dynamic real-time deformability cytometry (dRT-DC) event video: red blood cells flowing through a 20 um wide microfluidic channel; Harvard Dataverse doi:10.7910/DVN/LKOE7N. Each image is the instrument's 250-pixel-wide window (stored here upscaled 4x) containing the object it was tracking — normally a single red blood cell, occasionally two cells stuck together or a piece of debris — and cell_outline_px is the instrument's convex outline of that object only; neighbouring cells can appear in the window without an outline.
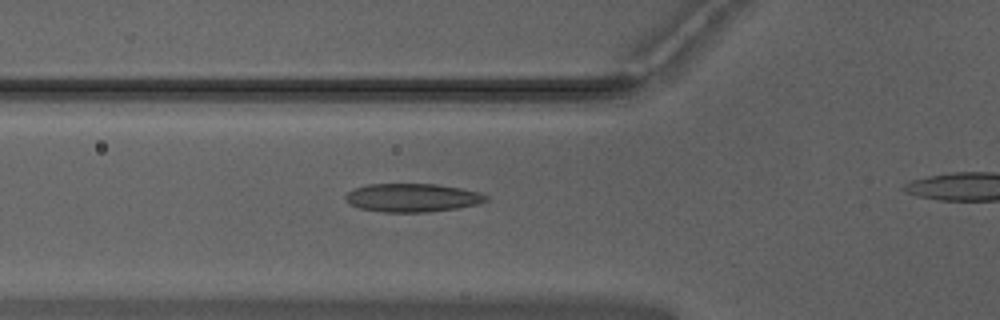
{"species": "Egyptian fruit bat (a non-hibernating species)", "species_latin": "Rousettus aegyptiacus", "temperature_condition": "warm", "stored_images_in_passage": 34, "camera_frame_rate_fps": 3000, "um_per_image_px": 0.085, "animal": {"sex": "male"}, "frame": {"image": 1, "passage_image": 10, "time_ms": 3.0, "image_size_px": [1000, 320], "cell_outline_px": [[492, 196], [488, 200], [480, 204], [456, 208], [428, 212], [384, 212], [360, 208], [348, 204], [344, 200], [344, 196], [348, 192], [356, 188], [368, 184], [436, 184], [460, 188], [480, 192]], "centroid_in_image_um": [35.08, 16.8], "position_along_channel_um": 90.7, "area_um2": 23.47}}
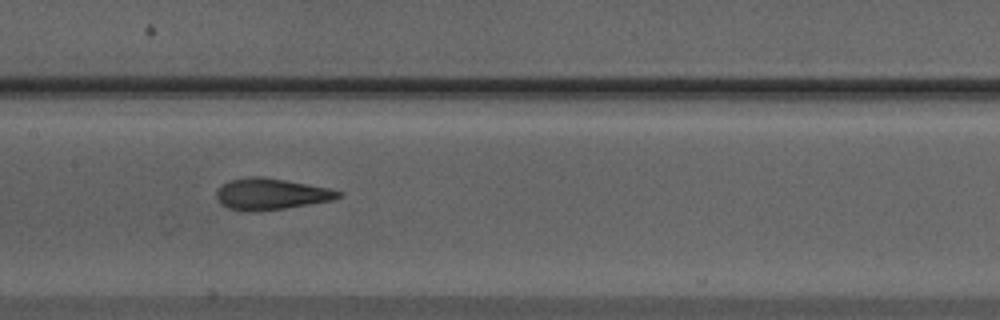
{"frame": {"image": 2, "passage_image": 17, "time_ms": 5.333, "image_size_px": [1000, 320], "cell_outline_px": [[344, 196], [332, 200], [284, 208], [252, 212], [248, 212], [228, 208], [220, 204], [216, 200], [216, 192], [228, 180], [252, 176], [260, 176], [284, 180], [328, 188], [344, 192]], "centroid_in_image_um": [23.02, 16.5], "position_along_channel_um": 184.4, "area_um2": 22.2}}
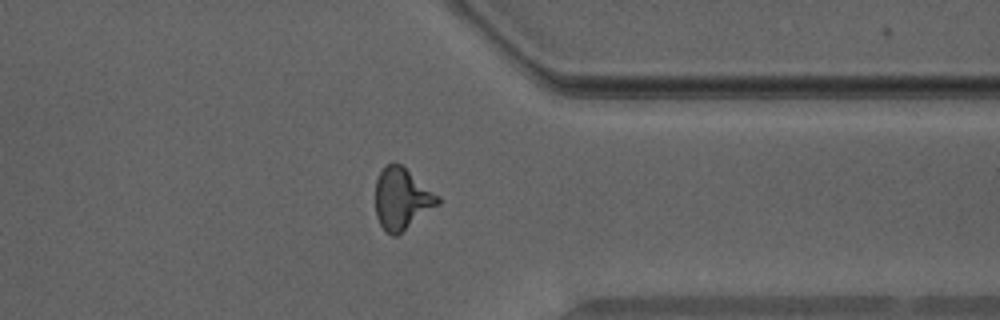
{"frame": {"image": 3, "passage_image": 32, "time_ms": 10.333, "image_size_px": [1000, 320], "cell_outline_px": [[440, 204], [396, 236], [392, 236], [380, 224], [376, 216], [376, 180], [380, 172], [388, 164], [400, 164], [440, 196]], "centroid_in_image_um": [34.17, 16.91], "position_along_channel_um": 377.2, "area_um2": 22.02}}